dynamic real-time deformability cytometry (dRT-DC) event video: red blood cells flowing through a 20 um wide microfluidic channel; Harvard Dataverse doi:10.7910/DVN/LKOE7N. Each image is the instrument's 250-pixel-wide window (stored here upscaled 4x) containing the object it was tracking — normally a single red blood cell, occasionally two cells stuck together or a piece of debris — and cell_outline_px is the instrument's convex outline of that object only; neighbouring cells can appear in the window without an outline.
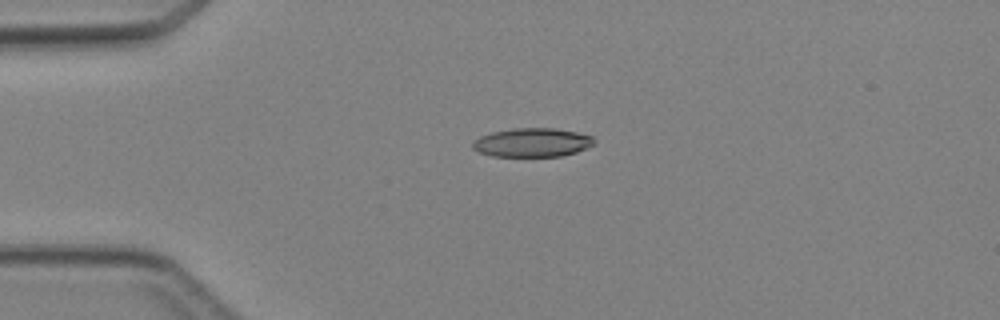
{"species": "Egyptian fruit bat (a non-hibernating species)", "species_latin": "Rousettus aegyptiacus", "temperature_condition": "cold", "stored_images_in_passage": 3, "camera_frame_rate_fps": 3000, "um_per_image_px": 0.085, "animal": {"sex": "female"}, "frame": {"image": 1, "passage_image": 2, "time_ms": 1.333, "image_size_px": [1000, 320], "cell_outline_px": [[596, 140], [592, 144], [576, 152], [560, 156], [492, 156], [480, 152], [472, 148], [472, 144], [480, 136], [492, 132], [516, 128], [556, 128], [576, 132], [592, 136]], "centroid_in_image_um": [45.24, 12.11], "position_along_channel_um": 39.8, "area_um2": 20.17}}